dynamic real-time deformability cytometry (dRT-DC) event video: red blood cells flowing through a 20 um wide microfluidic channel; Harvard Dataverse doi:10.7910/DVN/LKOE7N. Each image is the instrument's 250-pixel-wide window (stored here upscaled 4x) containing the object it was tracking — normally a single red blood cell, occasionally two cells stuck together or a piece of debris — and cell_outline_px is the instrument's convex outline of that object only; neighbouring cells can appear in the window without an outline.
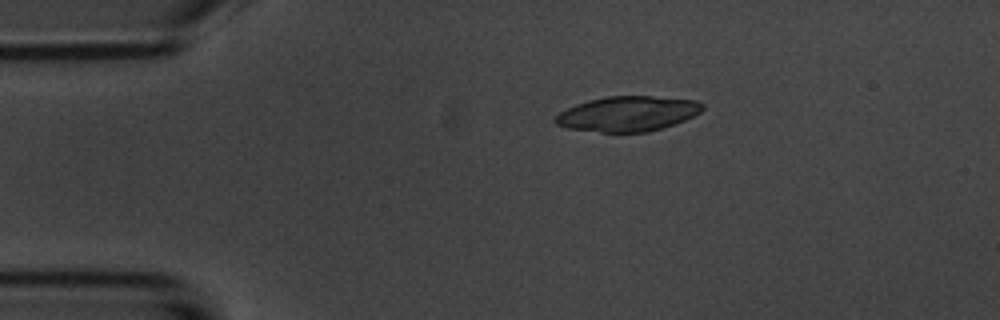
{"species": "common noctule bat (a hibernating species)", "species_latin": "Nyctalus noctula", "temperature_condition": "room temperature", "stored_images_in_passage": 3, "camera_frame_rate_fps": 3000, "um_per_image_px": 0.085, "animal": {"sex": "male", "body_mass_g": 20.1, "forearm_length_mm": 53.5}, "frame": {"image": 1, "passage_image": 1, "time_ms": 0.0, "image_size_px": [1000, 320], "cell_outline_px": [[704, 108], [700, 112], [676, 124], [664, 128], [648, 132], [600, 132], [568, 128], [556, 124], [552, 120], [560, 112], [576, 104], [588, 100], [608, 96], [652, 96], [696, 100], [704, 104]], "centroid_in_image_um": [53.37, 9.67], "position_along_channel_um": 31.6, "area_um2": 30.11}}